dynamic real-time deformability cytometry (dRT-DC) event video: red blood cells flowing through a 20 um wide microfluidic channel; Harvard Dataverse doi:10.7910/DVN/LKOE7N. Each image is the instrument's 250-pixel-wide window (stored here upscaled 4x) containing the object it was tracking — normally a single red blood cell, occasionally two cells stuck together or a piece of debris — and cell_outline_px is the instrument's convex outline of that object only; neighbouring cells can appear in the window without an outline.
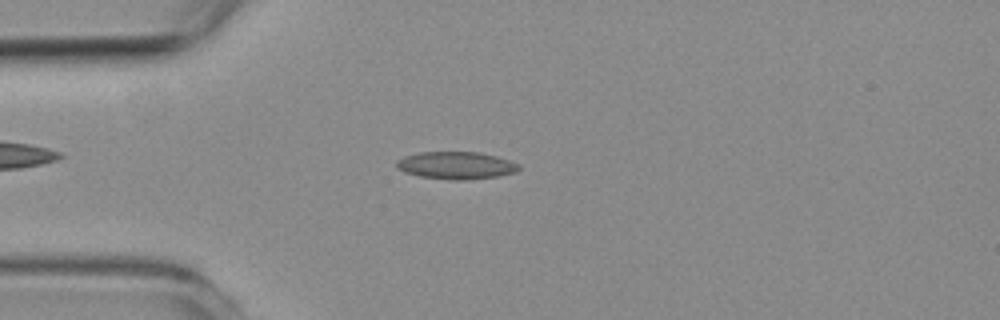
{"species": "common noctule bat (a hibernating species)", "species_latin": "Nyctalus noctula", "temperature_condition": "room temperature", "stored_images_in_passage": 36, "camera_frame_rate_fps": 3000, "um_per_image_px": 0.085, "animal": {"sex": "female", "body_mass_g": 19.3, "forearm_length_mm": 54.1}, "frame": {"image": 1, "passage_image": 6, "time_ms": 1.667, "image_size_px": [1000, 320], "cell_outline_px": [[520, 168], [516, 172], [496, 176], [464, 180], [452, 180], [420, 176], [404, 172], [396, 168], [396, 160], [404, 156], [420, 152], [480, 152], [496, 156], [520, 164]], "centroid_in_image_um": [38.75, 14.05], "position_along_channel_um": 46.3, "area_um2": 19.54}}
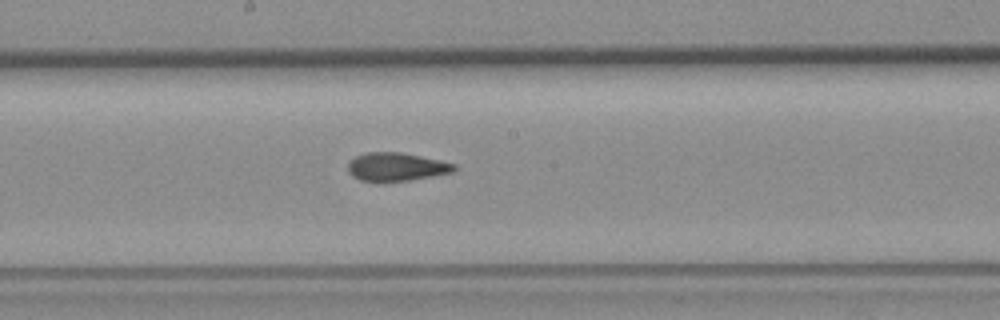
{"frame": {"image": 2, "passage_image": 21, "time_ms": 6.667, "image_size_px": [1000, 320], "cell_outline_px": [[456, 172], [408, 180], [380, 184], [360, 180], [352, 176], [348, 172], [348, 164], [356, 156], [364, 152], [400, 152], [420, 156], [456, 164]], "centroid_in_image_um": [33.66, 14.21], "position_along_channel_um": 214.5, "area_um2": 17.92}}
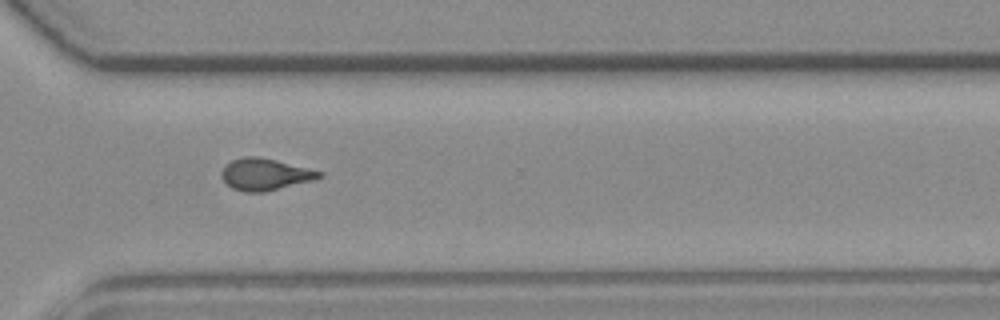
{"frame": {"image": 3, "passage_image": 32, "time_ms": 10.333, "image_size_px": [1000, 320], "cell_outline_px": [[324, 176], [312, 180], [264, 192], [244, 192], [232, 188], [220, 176], [220, 172], [224, 164], [232, 160], [244, 156], [256, 156], [276, 160], [324, 172]], "centroid_in_image_um": [22.5, 14.81], "position_along_channel_um": 348.1, "area_um2": 18.09}, "authors_computed_cell_mechanics": {"area_um2": 18.1492, "velocity_mm_per_s": 3.6479, "shape_relaxation_time_tau1_ms": null, "shape_relaxation_time_tau2_ms": 2.7396, "deformation_change_tau1": null, "deformation_change_tau2": 0.0915}}